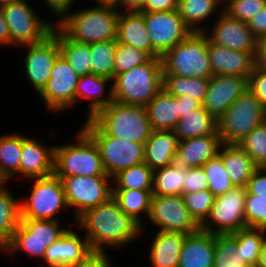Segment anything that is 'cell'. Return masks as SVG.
Masks as SVG:
<instances>
[{
	"label": "cell",
	"instance_id": "44",
	"mask_svg": "<svg viewBox=\"0 0 266 267\" xmlns=\"http://www.w3.org/2000/svg\"><path fill=\"white\" fill-rule=\"evenodd\" d=\"M202 167L207 176L208 190L216 197L224 195L234 187L219 155L209 159Z\"/></svg>",
	"mask_w": 266,
	"mask_h": 267
},
{
	"label": "cell",
	"instance_id": "53",
	"mask_svg": "<svg viewBox=\"0 0 266 267\" xmlns=\"http://www.w3.org/2000/svg\"><path fill=\"white\" fill-rule=\"evenodd\" d=\"M107 251H91L79 264L73 267H114Z\"/></svg>",
	"mask_w": 266,
	"mask_h": 267
},
{
	"label": "cell",
	"instance_id": "24",
	"mask_svg": "<svg viewBox=\"0 0 266 267\" xmlns=\"http://www.w3.org/2000/svg\"><path fill=\"white\" fill-rule=\"evenodd\" d=\"M178 142L174 131L153 130L145 143L144 162L153 170L173 165L176 161Z\"/></svg>",
	"mask_w": 266,
	"mask_h": 267
},
{
	"label": "cell",
	"instance_id": "63",
	"mask_svg": "<svg viewBox=\"0 0 266 267\" xmlns=\"http://www.w3.org/2000/svg\"><path fill=\"white\" fill-rule=\"evenodd\" d=\"M6 182H8V180L0 173V191L5 188Z\"/></svg>",
	"mask_w": 266,
	"mask_h": 267
},
{
	"label": "cell",
	"instance_id": "7",
	"mask_svg": "<svg viewBox=\"0 0 266 267\" xmlns=\"http://www.w3.org/2000/svg\"><path fill=\"white\" fill-rule=\"evenodd\" d=\"M97 145L104 170L113 178L120 171L144 162L145 144L107 135L92 119L81 127Z\"/></svg>",
	"mask_w": 266,
	"mask_h": 267
},
{
	"label": "cell",
	"instance_id": "13",
	"mask_svg": "<svg viewBox=\"0 0 266 267\" xmlns=\"http://www.w3.org/2000/svg\"><path fill=\"white\" fill-rule=\"evenodd\" d=\"M144 21L152 43V58L162 57L192 33L178 10L144 12Z\"/></svg>",
	"mask_w": 266,
	"mask_h": 267
},
{
	"label": "cell",
	"instance_id": "64",
	"mask_svg": "<svg viewBox=\"0 0 266 267\" xmlns=\"http://www.w3.org/2000/svg\"><path fill=\"white\" fill-rule=\"evenodd\" d=\"M20 0H0V7H3L5 5H9L11 3L17 2Z\"/></svg>",
	"mask_w": 266,
	"mask_h": 267
},
{
	"label": "cell",
	"instance_id": "58",
	"mask_svg": "<svg viewBox=\"0 0 266 267\" xmlns=\"http://www.w3.org/2000/svg\"><path fill=\"white\" fill-rule=\"evenodd\" d=\"M255 67L259 70L266 71V37L258 41Z\"/></svg>",
	"mask_w": 266,
	"mask_h": 267
},
{
	"label": "cell",
	"instance_id": "26",
	"mask_svg": "<svg viewBox=\"0 0 266 267\" xmlns=\"http://www.w3.org/2000/svg\"><path fill=\"white\" fill-rule=\"evenodd\" d=\"M187 234L157 231L149 249L151 267H178Z\"/></svg>",
	"mask_w": 266,
	"mask_h": 267
},
{
	"label": "cell",
	"instance_id": "9",
	"mask_svg": "<svg viewBox=\"0 0 266 267\" xmlns=\"http://www.w3.org/2000/svg\"><path fill=\"white\" fill-rule=\"evenodd\" d=\"M28 200L20 201L21 218L56 220L61 209H69L62 180L55 174L45 178L30 179Z\"/></svg>",
	"mask_w": 266,
	"mask_h": 267
},
{
	"label": "cell",
	"instance_id": "22",
	"mask_svg": "<svg viewBox=\"0 0 266 267\" xmlns=\"http://www.w3.org/2000/svg\"><path fill=\"white\" fill-rule=\"evenodd\" d=\"M221 145L219 134L179 141L175 162L184 168L203 166L209 159L218 155Z\"/></svg>",
	"mask_w": 266,
	"mask_h": 267
},
{
	"label": "cell",
	"instance_id": "16",
	"mask_svg": "<svg viewBox=\"0 0 266 267\" xmlns=\"http://www.w3.org/2000/svg\"><path fill=\"white\" fill-rule=\"evenodd\" d=\"M21 48L28 50L24 58L25 75L39 94L50 79L54 62L60 55L58 28L54 26L52 33L43 41Z\"/></svg>",
	"mask_w": 266,
	"mask_h": 267
},
{
	"label": "cell",
	"instance_id": "2",
	"mask_svg": "<svg viewBox=\"0 0 266 267\" xmlns=\"http://www.w3.org/2000/svg\"><path fill=\"white\" fill-rule=\"evenodd\" d=\"M120 9L114 5L96 4L80 11H70L55 26L70 40L91 44L116 41Z\"/></svg>",
	"mask_w": 266,
	"mask_h": 267
},
{
	"label": "cell",
	"instance_id": "52",
	"mask_svg": "<svg viewBox=\"0 0 266 267\" xmlns=\"http://www.w3.org/2000/svg\"><path fill=\"white\" fill-rule=\"evenodd\" d=\"M247 194H256L266 197V169L258 167L247 183Z\"/></svg>",
	"mask_w": 266,
	"mask_h": 267
},
{
	"label": "cell",
	"instance_id": "14",
	"mask_svg": "<svg viewBox=\"0 0 266 267\" xmlns=\"http://www.w3.org/2000/svg\"><path fill=\"white\" fill-rule=\"evenodd\" d=\"M148 219L158 227V231L189 235L201 229L181 195H152Z\"/></svg>",
	"mask_w": 266,
	"mask_h": 267
},
{
	"label": "cell",
	"instance_id": "30",
	"mask_svg": "<svg viewBox=\"0 0 266 267\" xmlns=\"http://www.w3.org/2000/svg\"><path fill=\"white\" fill-rule=\"evenodd\" d=\"M173 131L179 141L218 134V120L202 106L180 118Z\"/></svg>",
	"mask_w": 266,
	"mask_h": 267
},
{
	"label": "cell",
	"instance_id": "15",
	"mask_svg": "<svg viewBox=\"0 0 266 267\" xmlns=\"http://www.w3.org/2000/svg\"><path fill=\"white\" fill-rule=\"evenodd\" d=\"M78 81L79 76L60 54L54 62L50 79L38 97L51 112L72 108L76 103Z\"/></svg>",
	"mask_w": 266,
	"mask_h": 267
},
{
	"label": "cell",
	"instance_id": "4",
	"mask_svg": "<svg viewBox=\"0 0 266 267\" xmlns=\"http://www.w3.org/2000/svg\"><path fill=\"white\" fill-rule=\"evenodd\" d=\"M92 120L109 136L137 143H146L153 132L146 108L113 101Z\"/></svg>",
	"mask_w": 266,
	"mask_h": 267
},
{
	"label": "cell",
	"instance_id": "5",
	"mask_svg": "<svg viewBox=\"0 0 266 267\" xmlns=\"http://www.w3.org/2000/svg\"><path fill=\"white\" fill-rule=\"evenodd\" d=\"M161 58L163 74L206 79L213 76L208 54V37L205 32H192Z\"/></svg>",
	"mask_w": 266,
	"mask_h": 267
},
{
	"label": "cell",
	"instance_id": "20",
	"mask_svg": "<svg viewBox=\"0 0 266 267\" xmlns=\"http://www.w3.org/2000/svg\"><path fill=\"white\" fill-rule=\"evenodd\" d=\"M91 251L85 235L82 239L76 231L68 229L62 237L47 247L43 260L46 267H73Z\"/></svg>",
	"mask_w": 266,
	"mask_h": 267
},
{
	"label": "cell",
	"instance_id": "62",
	"mask_svg": "<svg viewBox=\"0 0 266 267\" xmlns=\"http://www.w3.org/2000/svg\"><path fill=\"white\" fill-rule=\"evenodd\" d=\"M96 4H108V5H115L117 0H95Z\"/></svg>",
	"mask_w": 266,
	"mask_h": 267
},
{
	"label": "cell",
	"instance_id": "59",
	"mask_svg": "<svg viewBox=\"0 0 266 267\" xmlns=\"http://www.w3.org/2000/svg\"><path fill=\"white\" fill-rule=\"evenodd\" d=\"M146 0H117L115 3V7H121L123 12H140ZM119 5V6H118ZM125 10V11H124Z\"/></svg>",
	"mask_w": 266,
	"mask_h": 267
},
{
	"label": "cell",
	"instance_id": "41",
	"mask_svg": "<svg viewBox=\"0 0 266 267\" xmlns=\"http://www.w3.org/2000/svg\"><path fill=\"white\" fill-rule=\"evenodd\" d=\"M56 220H33L21 218L20 225L28 232V239H37L50 246L62 237L69 228H62Z\"/></svg>",
	"mask_w": 266,
	"mask_h": 267
},
{
	"label": "cell",
	"instance_id": "48",
	"mask_svg": "<svg viewBox=\"0 0 266 267\" xmlns=\"http://www.w3.org/2000/svg\"><path fill=\"white\" fill-rule=\"evenodd\" d=\"M265 5L266 0H223L222 10L229 17L248 23Z\"/></svg>",
	"mask_w": 266,
	"mask_h": 267
},
{
	"label": "cell",
	"instance_id": "33",
	"mask_svg": "<svg viewBox=\"0 0 266 267\" xmlns=\"http://www.w3.org/2000/svg\"><path fill=\"white\" fill-rule=\"evenodd\" d=\"M21 221L20 201L7 186L0 191V249L11 240Z\"/></svg>",
	"mask_w": 266,
	"mask_h": 267
},
{
	"label": "cell",
	"instance_id": "47",
	"mask_svg": "<svg viewBox=\"0 0 266 267\" xmlns=\"http://www.w3.org/2000/svg\"><path fill=\"white\" fill-rule=\"evenodd\" d=\"M258 167L266 164V121L237 143Z\"/></svg>",
	"mask_w": 266,
	"mask_h": 267
},
{
	"label": "cell",
	"instance_id": "6",
	"mask_svg": "<svg viewBox=\"0 0 266 267\" xmlns=\"http://www.w3.org/2000/svg\"><path fill=\"white\" fill-rule=\"evenodd\" d=\"M75 144L55 145L54 174L56 176L107 175L99 149L82 129L76 133Z\"/></svg>",
	"mask_w": 266,
	"mask_h": 267
},
{
	"label": "cell",
	"instance_id": "32",
	"mask_svg": "<svg viewBox=\"0 0 266 267\" xmlns=\"http://www.w3.org/2000/svg\"><path fill=\"white\" fill-rule=\"evenodd\" d=\"M220 2L223 0H178L177 10L192 32H205L199 25L214 16Z\"/></svg>",
	"mask_w": 266,
	"mask_h": 267
},
{
	"label": "cell",
	"instance_id": "43",
	"mask_svg": "<svg viewBox=\"0 0 266 267\" xmlns=\"http://www.w3.org/2000/svg\"><path fill=\"white\" fill-rule=\"evenodd\" d=\"M47 246L37 239H28V232L19 224L10 242L2 249L7 255L13 256L17 251H23L33 258H44Z\"/></svg>",
	"mask_w": 266,
	"mask_h": 267
},
{
	"label": "cell",
	"instance_id": "8",
	"mask_svg": "<svg viewBox=\"0 0 266 267\" xmlns=\"http://www.w3.org/2000/svg\"><path fill=\"white\" fill-rule=\"evenodd\" d=\"M266 121V109L247 89L218 120V134L222 144H237L255 127Z\"/></svg>",
	"mask_w": 266,
	"mask_h": 267
},
{
	"label": "cell",
	"instance_id": "39",
	"mask_svg": "<svg viewBox=\"0 0 266 267\" xmlns=\"http://www.w3.org/2000/svg\"><path fill=\"white\" fill-rule=\"evenodd\" d=\"M184 167L176 162L154 170L153 195H182Z\"/></svg>",
	"mask_w": 266,
	"mask_h": 267
},
{
	"label": "cell",
	"instance_id": "46",
	"mask_svg": "<svg viewBox=\"0 0 266 267\" xmlns=\"http://www.w3.org/2000/svg\"><path fill=\"white\" fill-rule=\"evenodd\" d=\"M151 57L144 51L116 40L114 76L147 63Z\"/></svg>",
	"mask_w": 266,
	"mask_h": 267
},
{
	"label": "cell",
	"instance_id": "60",
	"mask_svg": "<svg viewBox=\"0 0 266 267\" xmlns=\"http://www.w3.org/2000/svg\"><path fill=\"white\" fill-rule=\"evenodd\" d=\"M9 46V30L3 11L0 7V46Z\"/></svg>",
	"mask_w": 266,
	"mask_h": 267
},
{
	"label": "cell",
	"instance_id": "45",
	"mask_svg": "<svg viewBox=\"0 0 266 267\" xmlns=\"http://www.w3.org/2000/svg\"><path fill=\"white\" fill-rule=\"evenodd\" d=\"M181 196L191 216L201 226L209 217L216 196L208 189Z\"/></svg>",
	"mask_w": 266,
	"mask_h": 267
},
{
	"label": "cell",
	"instance_id": "57",
	"mask_svg": "<svg viewBox=\"0 0 266 267\" xmlns=\"http://www.w3.org/2000/svg\"><path fill=\"white\" fill-rule=\"evenodd\" d=\"M202 107V103L195 98L190 96H179L178 97V109L179 117L182 118L185 114Z\"/></svg>",
	"mask_w": 266,
	"mask_h": 267
},
{
	"label": "cell",
	"instance_id": "19",
	"mask_svg": "<svg viewBox=\"0 0 266 267\" xmlns=\"http://www.w3.org/2000/svg\"><path fill=\"white\" fill-rule=\"evenodd\" d=\"M55 146L43 145L36 138L22 134L20 177L45 178L54 174Z\"/></svg>",
	"mask_w": 266,
	"mask_h": 267
},
{
	"label": "cell",
	"instance_id": "23",
	"mask_svg": "<svg viewBox=\"0 0 266 267\" xmlns=\"http://www.w3.org/2000/svg\"><path fill=\"white\" fill-rule=\"evenodd\" d=\"M215 234L199 230L186 236L178 267H214Z\"/></svg>",
	"mask_w": 266,
	"mask_h": 267
},
{
	"label": "cell",
	"instance_id": "10",
	"mask_svg": "<svg viewBox=\"0 0 266 267\" xmlns=\"http://www.w3.org/2000/svg\"><path fill=\"white\" fill-rule=\"evenodd\" d=\"M9 30V46H25L43 41L55 26L37 15L26 0L1 7Z\"/></svg>",
	"mask_w": 266,
	"mask_h": 267
},
{
	"label": "cell",
	"instance_id": "56",
	"mask_svg": "<svg viewBox=\"0 0 266 267\" xmlns=\"http://www.w3.org/2000/svg\"><path fill=\"white\" fill-rule=\"evenodd\" d=\"M76 0H44L45 5L48 6L52 14L58 16L60 20L65 14L69 13L71 5Z\"/></svg>",
	"mask_w": 266,
	"mask_h": 267
},
{
	"label": "cell",
	"instance_id": "31",
	"mask_svg": "<svg viewBox=\"0 0 266 267\" xmlns=\"http://www.w3.org/2000/svg\"><path fill=\"white\" fill-rule=\"evenodd\" d=\"M152 195V190L113 189L112 197L121 210L137 221L143 230V217L141 215L144 214L143 216L148 220Z\"/></svg>",
	"mask_w": 266,
	"mask_h": 267
},
{
	"label": "cell",
	"instance_id": "54",
	"mask_svg": "<svg viewBox=\"0 0 266 267\" xmlns=\"http://www.w3.org/2000/svg\"><path fill=\"white\" fill-rule=\"evenodd\" d=\"M248 26L258 40L266 37V5L248 22Z\"/></svg>",
	"mask_w": 266,
	"mask_h": 267
},
{
	"label": "cell",
	"instance_id": "42",
	"mask_svg": "<svg viewBox=\"0 0 266 267\" xmlns=\"http://www.w3.org/2000/svg\"><path fill=\"white\" fill-rule=\"evenodd\" d=\"M237 249V240L232 234L215 235L214 267H249Z\"/></svg>",
	"mask_w": 266,
	"mask_h": 267
},
{
	"label": "cell",
	"instance_id": "25",
	"mask_svg": "<svg viewBox=\"0 0 266 267\" xmlns=\"http://www.w3.org/2000/svg\"><path fill=\"white\" fill-rule=\"evenodd\" d=\"M109 82H113V80L94 74L79 77L76 88V103L83 98L90 100L87 120L92 119L100 110L114 101L113 85L110 86L107 93L105 92L106 85H110ZM104 93L107 95L103 97Z\"/></svg>",
	"mask_w": 266,
	"mask_h": 267
},
{
	"label": "cell",
	"instance_id": "40",
	"mask_svg": "<svg viewBox=\"0 0 266 267\" xmlns=\"http://www.w3.org/2000/svg\"><path fill=\"white\" fill-rule=\"evenodd\" d=\"M116 41H103L90 44L91 74L114 78Z\"/></svg>",
	"mask_w": 266,
	"mask_h": 267
},
{
	"label": "cell",
	"instance_id": "38",
	"mask_svg": "<svg viewBox=\"0 0 266 267\" xmlns=\"http://www.w3.org/2000/svg\"><path fill=\"white\" fill-rule=\"evenodd\" d=\"M153 178L154 170L143 162L116 174L113 189L153 190Z\"/></svg>",
	"mask_w": 266,
	"mask_h": 267
},
{
	"label": "cell",
	"instance_id": "3",
	"mask_svg": "<svg viewBox=\"0 0 266 267\" xmlns=\"http://www.w3.org/2000/svg\"><path fill=\"white\" fill-rule=\"evenodd\" d=\"M114 101L145 107L163 88L162 58H151L113 78Z\"/></svg>",
	"mask_w": 266,
	"mask_h": 267
},
{
	"label": "cell",
	"instance_id": "28",
	"mask_svg": "<svg viewBox=\"0 0 266 267\" xmlns=\"http://www.w3.org/2000/svg\"><path fill=\"white\" fill-rule=\"evenodd\" d=\"M218 155L234 186H247L258 166L238 144H222Z\"/></svg>",
	"mask_w": 266,
	"mask_h": 267
},
{
	"label": "cell",
	"instance_id": "27",
	"mask_svg": "<svg viewBox=\"0 0 266 267\" xmlns=\"http://www.w3.org/2000/svg\"><path fill=\"white\" fill-rule=\"evenodd\" d=\"M117 42L142 50L152 58V43L144 21V12H123L120 8Z\"/></svg>",
	"mask_w": 266,
	"mask_h": 267
},
{
	"label": "cell",
	"instance_id": "61",
	"mask_svg": "<svg viewBox=\"0 0 266 267\" xmlns=\"http://www.w3.org/2000/svg\"><path fill=\"white\" fill-rule=\"evenodd\" d=\"M257 267H266V238L262 243L259 261Z\"/></svg>",
	"mask_w": 266,
	"mask_h": 267
},
{
	"label": "cell",
	"instance_id": "11",
	"mask_svg": "<svg viewBox=\"0 0 266 267\" xmlns=\"http://www.w3.org/2000/svg\"><path fill=\"white\" fill-rule=\"evenodd\" d=\"M57 177L62 180L68 207L74 210L76 220L113 196V179L108 175Z\"/></svg>",
	"mask_w": 266,
	"mask_h": 267
},
{
	"label": "cell",
	"instance_id": "55",
	"mask_svg": "<svg viewBox=\"0 0 266 267\" xmlns=\"http://www.w3.org/2000/svg\"><path fill=\"white\" fill-rule=\"evenodd\" d=\"M178 0H146L140 12H159L177 10Z\"/></svg>",
	"mask_w": 266,
	"mask_h": 267
},
{
	"label": "cell",
	"instance_id": "37",
	"mask_svg": "<svg viewBox=\"0 0 266 267\" xmlns=\"http://www.w3.org/2000/svg\"><path fill=\"white\" fill-rule=\"evenodd\" d=\"M232 235L237 240L239 257L249 267H256L262 243L266 238V230L247 227L232 233Z\"/></svg>",
	"mask_w": 266,
	"mask_h": 267
},
{
	"label": "cell",
	"instance_id": "35",
	"mask_svg": "<svg viewBox=\"0 0 266 267\" xmlns=\"http://www.w3.org/2000/svg\"><path fill=\"white\" fill-rule=\"evenodd\" d=\"M22 151V134L9 133L0 135V173L9 181L20 178V160Z\"/></svg>",
	"mask_w": 266,
	"mask_h": 267
},
{
	"label": "cell",
	"instance_id": "12",
	"mask_svg": "<svg viewBox=\"0 0 266 267\" xmlns=\"http://www.w3.org/2000/svg\"><path fill=\"white\" fill-rule=\"evenodd\" d=\"M246 186H234L224 195L217 196L201 230L212 234H232L247 228L245 219ZM216 226V227H215Z\"/></svg>",
	"mask_w": 266,
	"mask_h": 267
},
{
	"label": "cell",
	"instance_id": "21",
	"mask_svg": "<svg viewBox=\"0 0 266 267\" xmlns=\"http://www.w3.org/2000/svg\"><path fill=\"white\" fill-rule=\"evenodd\" d=\"M208 54L213 75L249 77L255 67L256 53L231 50L208 39Z\"/></svg>",
	"mask_w": 266,
	"mask_h": 267
},
{
	"label": "cell",
	"instance_id": "1",
	"mask_svg": "<svg viewBox=\"0 0 266 267\" xmlns=\"http://www.w3.org/2000/svg\"><path fill=\"white\" fill-rule=\"evenodd\" d=\"M78 230L86 232L92 251H106L108 248H121L140 237L142 226L126 215L116 200L111 197L99 206L87 210L76 221Z\"/></svg>",
	"mask_w": 266,
	"mask_h": 267
},
{
	"label": "cell",
	"instance_id": "51",
	"mask_svg": "<svg viewBox=\"0 0 266 267\" xmlns=\"http://www.w3.org/2000/svg\"><path fill=\"white\" fill-rule=\"evenodd\" d=\"M248 86V89L266 109V71L254 67L252 73L248 77Z\"/></svg>",
	"mask_w": 266,
	"mask_h": 267
},
{
	"label": "cell",
	"instance_id": "34",
	"mask_svg": "<svg viewBox=\"0 0 266 267\" xmlns=\"http://www.w3.org/2000/svg\"><path fill=\"white\" fill-rule=\"evenodd\" d=\"M58 43L60 54L79 77L91 74L90 44L70 40L59 29Z\"/></svg>",
	"mask_w": 266,
	"mask_h": 267
},
{
	"label": "cell",
	"instance_id": "17",
	"mask_svg": "<svg viewBox=\"0 0 266 267\" xmlns=\"http://www.w3.org/2000/svg\"><path fill=\"white\" fill-rule=\"evenodd\" d=\"M217 15L211 33H208V29L205 30L212 43L231 50L256 53L259 40L247 22L231 18L223 10Z\"/></svg>",
	"mask_w": 266,
	"mask_h": 267
},
{
	"label": "cell",
	"instance_id": "50",
	"mask_svg": "<svg viewBox=\"0 0 266 267\" xmlns=\"http://www.w3.org/2000/svg\"><path fill=\"white\" fill-rule=\"evenodd\" d=\"M207 189V176L202 166L184 168L183 194Z\"/></svg>",
	"mask_w": 266,
	"mask_h": 267
},
{
	"label": "cell",
	"instance_id": "29",
	"mask_svg": "<svg viewBox=\"0 0 266 267\" xmlns=\"http://www.w3.org/2000/svg\"><path fill=\"white\" fill-rule=\"evenodd\" d=\"M145 108L153 130L173 131L180 120L178 97L163 88Z\"/></svg>",
	"mask_w": 266,
	"mask_h": 267
},
{
	"label": "cell",
	"instance_id": "36",
	"mask_svg": "<svg viewBox=\"0 0 266 267\" xmlns=\"http://www.w3.org/2000/svg\"><path fill=\"white\" fill-rule=\"evenodd\" d=\"M206 78H186L175 74H163V89L176 97L190 96L203 103L209 85Z\"/></svg>",
	"mask_w": 266,
	"mask_h": 267
},
{
	"label": "cell",
	"instance_id": "49",
	"mask_svg": "<svg viewBox=\"0 0 266 267\" xmlns=\"http://www.w3.org/2000/svg\"><path fill=\"white\" fill-rule=\"evenodd\" d=\"M247 227L266 230V197L247 194L245 199Z\"/></svg>",
	"mask_w": 266,
	"mask_h": 267
},
{
	"label": "cell",
	"instance_id": "18",
	"mask_svg": "<svg viewBox=\"0 0 266 267\" xmlns=\"http://www.w3.org/2000/svg\"><path fill=\"white\" fill-rule=\"evenodd\" d=\"M248 77L213 75L209 80L204 109L219 120L230 105L248 89Z\"/></svg>",
	"mask_w": 266,
	"mask_h": 267
}]
</instances>
